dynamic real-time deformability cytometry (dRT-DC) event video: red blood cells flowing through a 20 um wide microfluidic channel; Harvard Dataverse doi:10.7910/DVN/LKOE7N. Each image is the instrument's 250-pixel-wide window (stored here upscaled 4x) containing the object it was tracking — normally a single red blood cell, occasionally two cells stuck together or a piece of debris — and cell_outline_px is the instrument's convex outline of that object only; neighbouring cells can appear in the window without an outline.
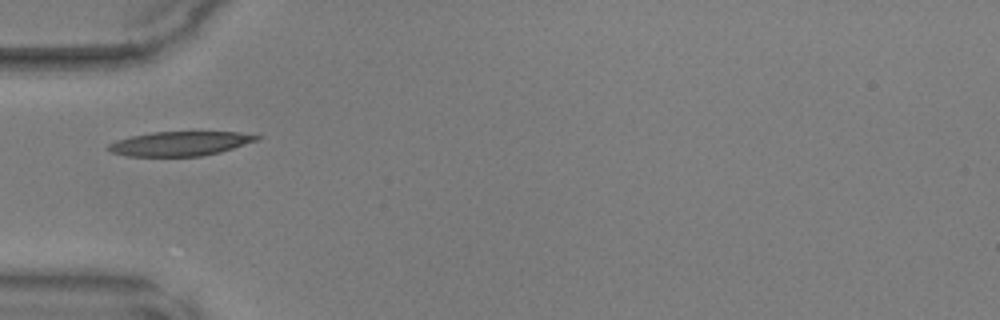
{"species": "common noctule bat (a hibernating species)", "species_latin": "Nyctalus noctula", "temperature_condition": "warm", "stored_images_in_passage": 21, "camera_frame_rate_fps": 3000, "um_per_image_px": 0.085, "animal": {"sex": "male", "body_mass_g": 17.9, "forearm_length_mm": 54.2}, "frame": {"image": 1, "passage_image": 1, "time_ms": 0.0, "image_size_px": [1000, 320], "cell_outline_px": [[260, 140], [220, 152], [200, 156], [128, 156], [112, 152], [104, 148], [108, 144], [116, 140], [132, 136], [152, 132], [240, 132], [260, 136]], "centroid_in_image_um": [15.3, 12.2], "position_along_channel_um": 69.7, "area_um2": 21.04}}
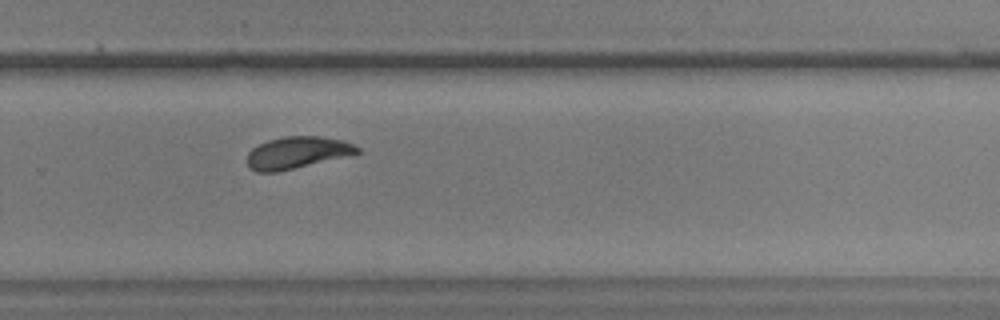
{"frame": {"image": 2, "passage_image": 18, "time_ms": 5.667, "image_size_px": [1000, 320], "cell_outline_px": [[360, 152], [280, 172], [256, 172], [248, 168], [248, 152], [252, 148], [268, 140], [284, 136], [320, 136], [344, 140], [360, 148]], "centroid_in_image_um": [25.22, 12.97], "position_along_channel_um": 304.6, "area_um2": 20.4}}